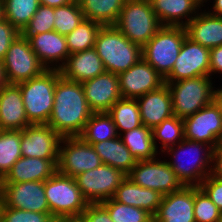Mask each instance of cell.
Returning <instances> with one entry per match:
<instances>
[{
    "label": "cell",
    "instance_id": "obj_42",
    "mask_svg": "<svg viewBox=\"0 0 222 222\" xmlns=\"http://www.w3.org/2000/svg\"><path fill=\"white\" fill-rule=\"evenodd\" d=\"M199 187L222 212V180L209 174Z\"/></svg>",
    "mask_w": 222,
    "mask_h": 222
},
{
    "label": "cell",
    "instance_id": "obj_4",
    "mask_svg": "<svg viewBox=\"0 0 222 222\" xmlns=\"http://www.w3.org/2000/svg\"><path fill=\"white\" fill-rule=\"evenodd\" d=\"M58 69H47L41 75L18 83L30 124H47L52 114Z\"/></svg>",
    "mask_w": 222,
    "mask_h": 222
},
{
    "label": "cell",
    "instance_id": "obj_38",
    "mask_svg": "<svg viewBox=\"0 0 222 222\" xmlns=\"http://www.w3.org/2000/svg\"><path fill=\"white\" fill-rule=\"evenodd\" d=\"M85 19L78 2L54 8V31L68 35Z\"/></svg>",
    "mask_w": 222,
    "mask_h": 222
},
{
    "label": "cell",
    "instance_id": "obj_40",
    "mask_svg": "<svg viewBox=\"0 0 222 222\" xmlns=\"http://www.w3.org/2000/svg\"><path fill=\"white\" fill-rule=\"evenodd\" d=\"M54 30V8L39 5L29 24L21 34L29 38L31 35Z\"/></svg>",
    "mask_w": 222,
    "mask_h": 222
},
{
    "label": "cell",
    "instance_id": "obj_2",
    "mask_svg": "<svg viewBox=\"0 0 222 222\" xmlns=\"http://www.w3.org/2000/svg\"><path fill=\"white\" fill-rule=\"evenodd\" d=\"M162 153L171 156L167 162L184 186H199L211 174L213 147L209 144L184 139Z\"/></svg>",
    "mask_w": 222,
    "mask_h": 222
},
{
    "label": "cell",
    "instance_id": "obj_22",
    "mask_svg": "<svg viewBox=\"0 0 222 222\" xmlns=\"http://www.w3.org/2000/svg\"><path fill=\"white\" fill-rule=\"evenodd\" d=\"M136 101L139 105L142 124L151 129L174 115L171 94L166 84L136 98Z\"/></svg>",
    "mask_w": 222,
    "mask_h": 222
},
{
    "label": "cell",
    "instance_id": "obj_30",
    "mask_svg": "<svg viewBox=\"0 0 222 222\" xmlns=\"http://www.w3.org/2000/svg\"><path fill=\"white\" fill-rule=\"evenodd\" d=\"M120 138L137 161L154 159L160 155L153 142L152 129L145 125L124 132Z\"/></svg>",
    "mask_w": 222,
    "mask_h": 222
},
{
    "label": "cell",
    "instance_id": "obj_39",
    "mask_svg": "<svg viewBox=\"0 0 222 222\" xmlns=\"http://www.w3.org/2000/svg\"><path fill=\"white\" fill-rule=\"evenodd\" d=\"M195 222H222V212L199 187L194 186Z\"/></svg>",
    "mask_w": 222,
    "mask_h": 222
},
{
    "label": "cell",
    "instance_id": "obj_54",
    "mask_svg": "<svg viewBox=\"0 0 222 222\" xmlns=\"http://www.w3.org/2000/svg\"><path fill=\"white\" fill-rule=\"evenodd\" d=\"M202 5H203V7H205V0H198Z\"/></svg>",
    "mask_w": 222,
    "mask_h": 222
},
{
    "label": "cell",
    "instance_id": "obj_51",
    "mask_svg": "<svg viewBox=\"0 0 222 222\" xmlns=\"http://www.w3.org/2000/svg\"><path fill=\"white\" fill-rule=\"evenodd\" d=\"M56 222H83L81 218H57Z\"/></svg>",
    "mask_w": 222,
    "mask_h": 222
},
{
    "label": "cell",
    "instance_id": "obj_10",
    "mask_svg": "<svg viewBox=\"0 0 222 222\" xmlns=\"http://www.w3.org/2000/svg\"><path fill=\"white\" fill-rule=\"evenodd\" d=\"M127 177L139 186L158 191L163 196L184 186L167 160H161L158 156L150 160L137 161Z\"/></svg>",
    "mask_w": 222,
    "mask_h": 222
},
{
    "label": "cell",
    "instance_id": "obj_28",
    "mask_svg": "<svg viewBox=\"0 0 222 222\" xmlns=\"http://www.w3.org/2000/svg\"><path fill=\"white\" fill-rule=\"evenodd\" d=\"M100 156L102 164H107L120 170L126 176L136 165L137 160L131 155L129 149L122 142L120 136L92 144Z\"/></svg>",
    "mask_w": 222,
    "mask_h": 222
},
{
    "label": "cell",
    "instance_id": "obj_11",
    "mask_svg": "<svg viewBox=\"0 0 222 222\" xmlns=\"http://www.w3.org/2000/svg\"><path fill=\"white\" fill-rule=\"evenodd\" d=\"M126 177L120 170L107 164L85 171L74 177L88 203H101L113 198L122 180Z\"/></svg>",
    "mask_w": 222,
    "mask_h": 222
},
{
    "label": "cell",
    "instance_id": "obj_27",
    "mask_svg": "<svg viewBox=\"0 0 222 222\" xmlns=\"http://www.w3.org/2000/svg\"><path fill=\"white\" fill-rule=\"evenodd\" d=\"M198 0H157L154 12L163 26H186L201 10Z\"/></svg>",
    "mask_w": 222,
    "mask_h": 222
},
{
    "label": "cell",
    "instance_id": "obj_12",
    "mask_svg": "<svg viewBox=\"0 0 222 222\" xmlns=\"http://www.w3.org/2000/svg\"><path fill=\"white\" fill-rule=\"evenodd\" d=\"M102 164L91 144L80 137H63L59 147L57 171L72 178Z\"/></svg>",
    "mask_w": 222,
    "mask_h": 222
},
{
    "label": "cell",
    "instance_id": "obj_15",
    "mask_svg": "<svg viewBox=\"0 0 222 222\" xmlns=\"http://www.w3.org/2000/svg\"><path fill=\"white\" fill-rule=\"evenodd\" d=\"M210 49L185 37L179 55L171 72L164 81H179L182 79L209 76Z\"/></svg>",
    "mask_w": 222,
    "mask_h": 222
},
{
    "label": "cell",
    "instance_id": "obj_5",
    "mask_svg": "<svg viewBox=\"0 0 222 222\" xmlns=\"http://www.w3.org/2000/svg\"><path fill=\"white\" fill-rule=\"evenodd\" d=\"M212 81L210 76L164 81L171 94L173 114L184 120L210 105L216 97Z\"/></svg>",
    "mask_w": 222,
    "mask_h": 222
},
{
    "label": "cell",
    "instance_id": "obj_19",
    "mask_svg": "<svg viewBox=\"0 0 222 222\" xmlns=\"http://www.w3.org/2000/svg\"><path fill=\"white\" fill-rule=\"evenodd\" d=\"M31 49L46 69H60L69 57L66 37L57 31L31 35Z\"/></svg>",
    "mask_w": 222,
    "mask_h": 222
},
{
    "label": "cell",
    "instance_id": "obj_24",
    "mask_svg": "<svg viewBox=\"0 0 222 222\" xmlns=\"http://www.w3.org/2000/svg\"><path fill=\"white\" fill-rule=\"evenodd\" d=\"M58 159L21 157L0 183H22L45 181L57 171Z\"/></svg>",
    "mask_w": 222,
    "mask_h": 222
},
{
    "label": "cell",
    "instance_id": "obj_47",
    "mask_svg": "<svg viewBox=\"0 0 222 222\" xmlns=\"http://www.w3.org/2000/svg\"><path fill=\"white\" fill-rule=\"evenodd\" d=\"M72 2L71 0H39L40 5L57 8L59 6H64Z\"/></svg>",
    "mask_w": 222,
    "mask_h": 222
},
{
    "label": "cell",
    "instance_id": "obj_20",
    "mask_svg": "<svg viewBox=\"0 0 222 222\" xmlns=\"http://www.w3.org/2000/svg\"><path fill=\"white\" fill-rule=\"evenodd\" d=\"M154 222H195L194 186H183L164 195Z\"/></svg>",
    "mask_w": 222,
    "mask_h": 222
},
{
    "label": "cell",
    "instance_id": "obj_55",
    "mask_svg": "<svg viewBox=\"0 0 222 222\" xmlns=\"http://www.w3.org/2000/svg\"><path fill=\"white\" fill-rule=\"evenodd\" d=\"M1 206H2V200H1V197H0V210H1Z\"/></svg>",
    "mask_w": 222,
    "mask_h": 222
},
{
    "label": "cell",
    "instance_id": "obj_33",
    "mask_svg": "<svg viewBox=\"0 0 222 222\" xmlns=\"http://www.w3.org/2000/svg\"><path fill=\"white\" fill-rule=\"evenodd\" d=\"M152 136L155 148L160 154L167 148L172 147L184 140V121L173 115L163 120L158 126L152 129ZM160 144V149L158 144Z\"/></svg>",
    "mask_w": 222,
    "mask_h": 222
},
{
    "label": "cell",
    "instance_id": "obj_50",
    "mask_svg": "<svg viewBox=\"0 0 222 222\" xmlns=\"http://www.w3.org/2000/svg\"><path fill=\"white\" fill-rule=\"evenodd\" d=\"M221 87V88H220ZM216 89V97L215 100L221 105L222 107V86Z\"/></svg>",
    "mask_w": 222,
    "mask_h": 222
},
{
    "label": "cell",
    "instance_id": "obj_21",
    "mask_svg": "<svg viewBox=\"0 0 222 222\" xmlns=\"http://www.w3.org/2000/svg\"><path fill=\"white\" fill-rule=\"evenodd\" d=\"M31 125L27 119L18 84L0 87V130H23Z\"/></svg>",
    "mask_w": 222,
    "mask_h": 222
},
{
    "label": "cell",
    "instance_id": "obj_7",
    "mask_svg": "<svg viewBox=\"0 0 222 222\" xmlns=\"http://www.w3.org/2000/svg\"><path fill=\"white\" fill-rule=\"evenodd\" d=\"M45 195L54 219L80 218L89 204L75 179L58 171L45 180Z\"/></svg>",
    "mask_w": 222,
    "mask_h": 222
},
{
    "label": "cell",
    "instance_id": "obj_17",
    "mask_svg": "<svg viewBox=\"0 0 222 222\" xmlns=\"http://www.w3.org/2000/svg\"><path fill=\"white\" fill-rule=\"evenodd\" d=\"M122 98L136 99L165 84L164 78L142 57L128 70L118 74Z\"/></svg>",
    "mask_w": 222,
    "mask_h": 222
},
{
    "label": "cell",
    "instance_id": "obj_3",
    "mask_svg": "<svg viewBox=\"0 0 222 222\" xmlns=\"http://www.w3.org/2000/svg\"><path fill=\"white\" fill-rule=\"evenodd\" d=\"M94 49L103 61L105 70L117 75L135 65L142 57V48L114 25L101 27Z\"/></svg>",
    "mask_w": 222,
    "mask_h": 222
},
{
    "label": "cell",
    "instance_id": "obj_45",
    "mask_svg": "<svg viewBox=\"0 0 222 222\" xmlns=\"http://www.w3.org/2000/svg\"><path fill=\"white\" fill-rule=\"evenodd\" d=\"M210 68L209 76L222 74V45L210 49Z\"/></svg>",
    "mask_w": 222,
    "mask_h": 222
},
{
    "label": "cell",
    "instance_id": "obj_18",
    "mask_svg": "<svg viewBox=\"0 0 222 222\" xmlns=\"http://www.w3.org/2000/svg\"><path fill=\"white\" fill-rule=\"evenodd\" d=\"M81 84L93 113L108 112L114 103L122 98L117 74L105 71Z\"/></svg>",
    "mask_w": 222,
    "mask_h": 222
},
{
    "label": "cell",
    "instance_id": "obj_13",
    "mask_svg": "<svg viewBox=\"0 0 222 222\" xmlns=\"http://www.w3.org/2000/svg\"><path fill=\"white\" fill-rule=\"evenodd\" d=\"M183 121L185 139L213 148L222 143V107L216 100Z\"/></svg>",
    "mask_w": 222,
    "mask_h": 222
},
{
    "label": "cell",
    "instance_id": "obj_43",
    "mask_svg": "<svg viewBox=\"0 0 222 222\" xmlns=\"http://www.w3.org/2000/svg\"><path fill=\"white\" fill-rule=\"evenodd\" d=\"M20 34L21 32H19L8 20L4 19L0 22V61L4 60L7 50Z\"/></svg>",
    "mask_w": 222,
    "mask_h": 222
},
{
    "label": "cell",
    "instance_id": "obj_34",
    "mask_svg": "<svg viewBox=\"0 0 222 222\" xmlns=\"http://www.w3.org/2000/svg\"><path fill=\"white\" fill-rule=\"evenodd\" d=\"M20 144V130H0V181L22 157Z\"/></svg>",
    "mask_w": 222,
    "mask_h": 222
},
{
    "label": "cell",
    "instance_id": "obj_35",
    "mask_svg": "<svg viewBox=\"0 0 222 222\" xmlns=\"http://www.w3.org/2000/svg\"><path fill=\"white\" fill-rule=\"evenodd\" d=\"M102 25L84 19L72 32L66 35L69 54L94 48L96 37Z\"/></svg>",
    "mask_w": 222,
    "mask_h": 222
},
{
    "label": "cell",
    "instance_id": "obj_53",
    "mask_svg": "<svg viewBox=\"0 0 222 222\" xmlns=\"http://www.w3.org/2000/svg\"><path fill=\"white\" fill-rule=\"evenodd\" d=\"M147 2H149L150 4H153L154 2H156L157 0H145Z\"/></svg>",
    "mask_w": 222,
    "mask_h": 222
},
{
    "label": "cell",
    "instance_id": "obj_6",
    "mask_svg": "<svg viewBox=\"0 0 222 222\" xmlns=\"http://www.w3.org/2000/svg\"><path fill=\"white\" fill-rule=\"evenodd\" d=\"M114 26L142 48L163 25L154 12L153 4L145 0H126Z\"/></svg>",
    "mask_w": 222,
    "mask_h": 222
},
{
    "label": "cell",
    "instance_id": "obj_37",
    "mask_svg": "<svg viewBox=\"0 0 222 222\" xmlns=\"http://www.w3.org/2000/svg\"><path fill=\"white\" fill-rule=\"evenodd\" d=\"M114 222H154L147 211L115 201L113 198L101 202Z\"/></svg>",
    "mask_w": 222,
    "mask_h": 222
},
{
    "label": "cell",
    "instance_id": "obj_49",
    "mask_svg": "<svg viewBox=\"0 0 222 222\" xmlns=\"http://www.w3.org/2000/svg\"><path fill=\"white\" fill-rule=\"evenodd\" d=\"M7 84L2 61H0V87Z\"/></svg>",
    "mask_w": 222,
    "mask_h": 222
},
{
    "label": "cell",
    "instance_id": "obj_26",
    "mask_svg": "<svg viewBox=\"0 0 222 222\" xmlns=\"http://www.w3.org/2000/svg\"><path fill=\"white\" fill-rule=\"evenodd\" d=\"M162 197L163 195L158 191L141 187L126 176L117 188L113 199L126 205L139 207L154 217Z\"/></svg>",
    "mask_w": 222,
    "mask_h": 222
},
{
    "label": "cell",
    "instance_id": "obj_31",
    "mask_svg": "<svg viewBox=\"0 0 222 222\" xmlns=\"http://www.w3.org/2000/svg\"><path fill=\"white\" fill-rule=\"evenodd\" d=\"M117 128L108 112L92 113L87 121L80 138L87 144L118 137Z\"/></svg>",
    "mask_w": 222,
    "mask_h": 222
},
{
    "label": "cell",
    "instance_id": "obj_8",
    "mask_svg": "<svg viewBox=\"0 0 222 222\" xmlns=\"http://www.w3.org/2000/svg\"><path fill=\"white\" fill-rule=\"evenodd\" d=\"M186 36L184 26H162L142 47V58L165 78L171 72Z\"/></svg>",
    "mask_w": 222,
    "mask_h": 222
},
{
    "label": "cell",
    "instance_id": "obj_14",
    "mask_svg": "<svg viewBox=\"0 0 222 222\" xmlns=\"http://www.w3.org/2000/svg\"><path fill=\"white\" fill-rule=\"evenodd\" d=\"M2 203L9 208L50 213L45 195V181L0 183Z\"/></svg>",
    "mask_w": 222,
    "mask_h": 222
},
{
    "label": "cell",
    "instance_id": "obj_16",
    "mask_svg": "<svg viewBox=\"0 0 222 222\" xmlns=\"http://www.w3.org/2000/svg\"><path fill=\"white\" fill-rule=\"evenodd\" d=\"M62 137L47 124H31L21 130L22 157L58 159Z\"/></svg>",
    "mask_w": 222,
    "mask_h": 222
},
{
    "label": "cell",
    "instance_id": "obj_52",
    "mask_svg": "<svg viewBox=\"0 0 222 222\" xmlns=\"http://www.w3.org/2000/svg\"><path fill=\"white\" fill-rule=\"evenodd\" d=\"M4 19V1L0 0V22Z\"/></svg>",
    "mask_w": 222,
    "mask_h": 222
},
{
    "label": "cell",
    "instance_id": "obj_1",
    "mask_svg": "<svg viewBox=\"0 0 222 222\" xmlns=\"http://www.w3.org/2000/svg\"><path fill=\"white\" fill-rule=\"evenodd\" d=\"M52 114L47 125L62 138L79 137L93 113L82 84L60 76L56 81Z\"/></svg>",
    "mask_w": 222,
    "mask_h": 222
},
{
    "label": "cell",
    "instance_id": "obj_32",
    "mask_svg": "<svg viewBox=\"0 0 222 222\" xmlns=\"http://www.w3.org/2000/svg\"><path fill=\"white\" fill-rule=\"evenodd\" d=\"M117 128L119 136L142 124L139 105L136 99L121 98L108 111ZM122 131V132H121Z\"/></svg>",
    "mask_w": 222,
    "mask_h": 222
},
{
    "label": "cell",
    "instance_id": "obj_44",
    "mask_svg": "<svg viewBox=\"0 0 222 222\" xmlns=\"http://www.w3.org/2000/svg\"><path fill=\"white\" fill-rule=\"evenodd\" d=\"M80 218L83 222H114L101 203H89Z\"/></svg>",
    "mask_w": 222,
    "mask_h": 222
},
{
    "label": "cell",
    "instance_id": "obj_25",
    "mask_svg": "<svg viewBox=\"0 0 222 222\" xmlns=\"http://www.w3.org/2000/svg\"><path fill=\"white\" fill-rule=\"evenodd\" d=\"M203 9L185 26V30L193 42L212 49L222 45V16L210 14L207 9Z\"/></svg>",
    "mask_w": 222,
    "mask_h": 222
},
{
    "label": "cell",
    "instance_id": "obj_23",
    "mask_svg": "<svg viewBox=\"0 0 222 222\" xmlns=\"http://www.w3.org/2000/svg\"><path fill=\"white\" fill-rule=\"evenodd\" d=\"M59 70L63 78L79 83L93 79L106 71L94 48L70 54Z\"/></svg>",
    "mask_w": 222,
    "mask_h": 222
},
{
    "label": "cell",
    "instance_id": "obj_29",
    "mask_svg": "<svg viewBox=\"0 0 222 222\" xmlns=\"http://www.w3.org/2000/svg\"><path fill=\"white\" fill-rule=\"evenodd\" d=\"M126 0H79L85 19L102 26L115 25Z\"/></svg>",
    "mask_w": 222,
    "mask_h": 222
},
{
    "label": "cell",
    "instance_id": "obj_46",
    "mask_svg": "<svg viewBox=\"0 0 222 222\" xmlns=\"http://www.w3.org/2000/svg\"><path fill=\"white\" fill-rule=\"evenodd\" d=\"M211 175L222 180V143L213 148Z\"/></svg>",
    "mask_w": 222,
    "mask_h": 222
},
{
    "label": "cell",
    "instance_id": "obj_9",
    "mask_svg": "<svg viewBox=\"0 0 222 222\" xmlns=\"http://www.w3.org/2000/svg\"><path fill=\"white\" fill-rule=\"evenodd\" d=\"M7 83L18 84L41 75L46 67L31 49L28 38L18 35L2 61Z\"/></svg>",
    "mask_w": 222,
    "mask_h": 222
},
{
    "label": "cell",
    "instance_id": "obj_41",
    "mask_svg": "<svg viewBox=\"0 0 222 222\" xmlns=\"http://www.w3.org/2000/svg\"><path fill=\"white\" fill-rule=\"evenodd\" d=\"M54 218L50 213L9 208L2 203L0 222H52Z\"/></svg>",
    "mask_w": 222,
    "mask_h": 222
},
{
    "label": "cell",
    "instance_id": "obj_48",
    "mask_svg": "<svg viewBox=\"0 0 222 222\" xmlns=\"http://www.w3.org/2000/svg\"><path fill=\"white\" fill-rule=\"evenodd\" d=\"M209 0H206V3L208 2ZM213 4L212 7L210 5V9L209 7L207 8L208 12L210 14H213V15H216V16H222V0H213ZM212 9V10H211Z\"/></svg>",
    "mask_w": 222,
    "mask_h": 222
},
{
    "label": "cell",
    "instance_id": "obj_36",
    "mask_svg": "<svg viewBox=\"0 0 222 222\" xmlns=\"http://www.w3.org/2000/svg\"><path fill=\"white\" fill-rule=\"evenodd\" d=\"M4 18L19 32L29 24L39 7V0H3Z\"/></svg>",
    "mask_w": 222,
    "mask_h": 222
}]
</instances>
